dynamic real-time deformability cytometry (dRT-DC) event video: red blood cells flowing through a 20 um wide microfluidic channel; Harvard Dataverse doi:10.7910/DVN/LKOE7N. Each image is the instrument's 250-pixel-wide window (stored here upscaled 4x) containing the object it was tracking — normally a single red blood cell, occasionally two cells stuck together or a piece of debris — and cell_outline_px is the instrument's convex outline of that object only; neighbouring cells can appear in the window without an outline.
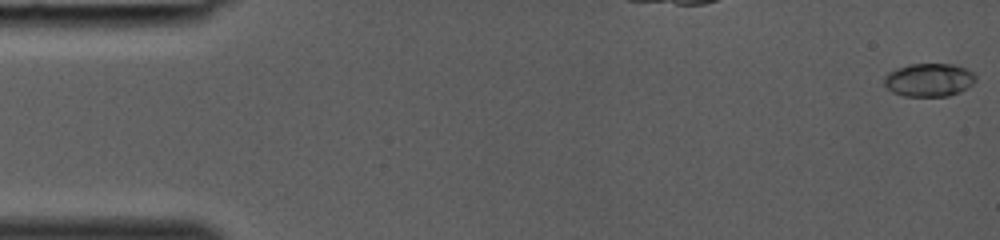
{"species": "common noctule bat (a hibernating species)", "species_latin": "Nyctalus noctula", "temperature_condition": "room temperature", "stored_images_in_passage": 38, "camera_frame_rate_fps": 3000, "um_per_image_px": 0.085, "animal": {"sex": "female", "body_mass_g": 19.0, "forearm_length_mm": 53.3}, "frame": {"image": 1, "passage_image": 1, "time_ms": 0.0, "image_size_px": [1000, 240], "cell_outline_px": [[976, 80], [968, 88], [960, 92], [948, 96], [904, 96], [892, 92], [884, 84], [884, 76], [888, 72], [896, 68], [908, 64], [956, 64], [972, 72], [976, 76]], "centroid_in_image_um": [78.96, 6.79], "position_along_channel_um": 6.0, "area_um2": 17.86}}
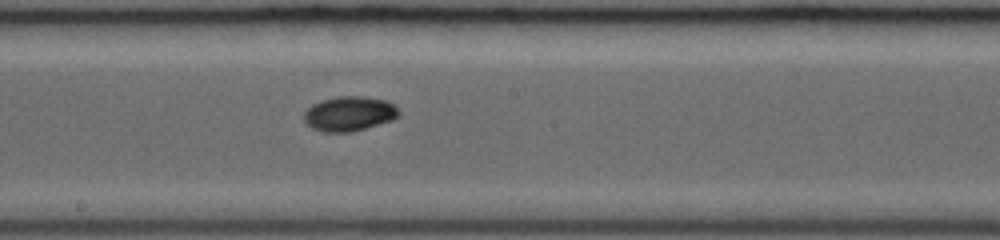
{"frame": {"image": 2, "passage_image": 22, "time_ms": 7.0, "image_size_px": [1000, 240], "cell_outline_px": [[400, 112], [392, 120], [364, 128], [348, 132], [320, 132], [312, 128], [304, 120], [304, 112], [312, 104], [324, 100], [340, 96], [360, 96], [388, 100], [396, 104]], "centroid_in_image_um": [29.7, 9.66], "position_along_channel_um": 218.5, "area_um2": 19.07}}
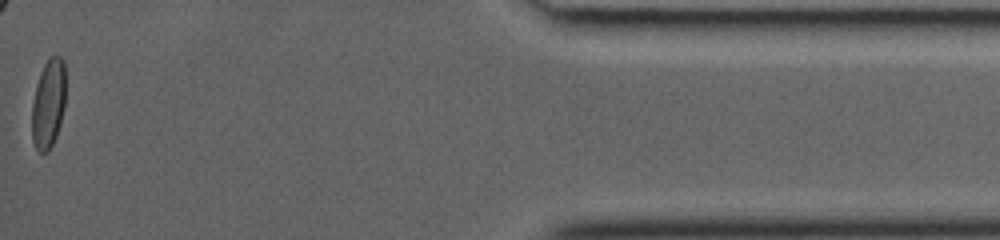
{"frame": {"image": 3, "passage_image": 38, "time_ms": 12.333, "image_size_px": [1000, 240], "cell_outline_px": [[64, 108], [60, 124], [56, 136], [48, 152], [40, 152], [36, 148], [32, 140], [32, 104], [36, 84], [40, 72], [44, 64], [52, 56], [60, 56], [64, 60]], "centroid_in_image_um": [4.1, 8.82], "position_along_channel_um": 431.1, "area_um2": 17.4}}